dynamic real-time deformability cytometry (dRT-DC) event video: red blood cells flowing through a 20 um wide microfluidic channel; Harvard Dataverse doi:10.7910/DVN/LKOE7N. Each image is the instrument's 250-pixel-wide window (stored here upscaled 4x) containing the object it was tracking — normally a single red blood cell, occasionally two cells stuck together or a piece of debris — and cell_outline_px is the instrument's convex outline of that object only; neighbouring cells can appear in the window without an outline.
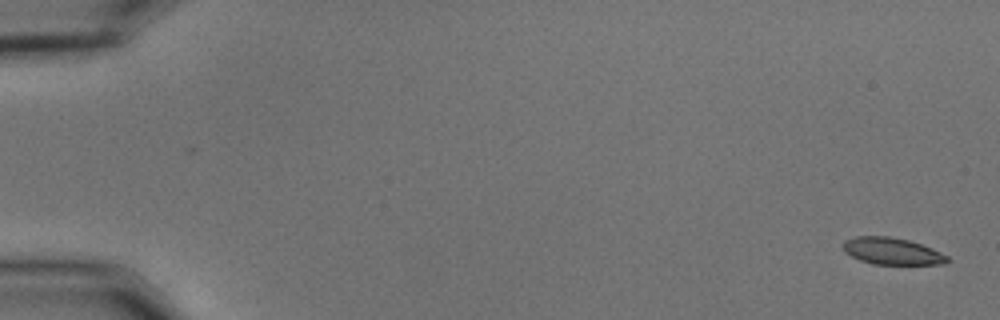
{"species": "common noctule bat (a hibernating species)", "species_latin": "Nyctalus noctula", "temperature_condition": "cold", "stored_images_in_passage": 56, "camera_frame_rate_fps": 3000, "um_per_image_px": 0.085, "animal": {"sex": "male", "body_mass_g": 15.6}, "frame": {"image": 1, "passage_image": 1, "time_ms": 0.0, "image_size_px": [1000, 320], "cell_outline_px": [[952, 260], [944, 264], [872, 264], [860, 260], [844, 252], [844, 240], [856, 236], [888, 236], [908, 240], [932, 248], [948, 256]], "centroid_in_image_um": [75.84, 21.35], "position_along_channel_um": 9.2, "area_um2": 16.3}}
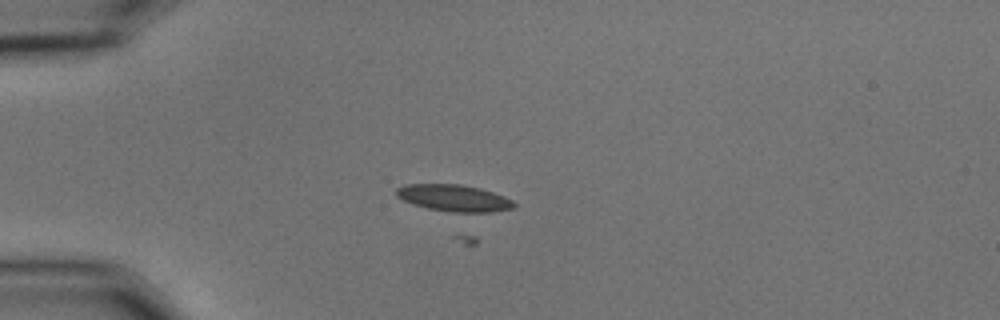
{"frame": {"image": 2, "passage_image": 15, "time_ms": 4.667, "image_size_px": [1000, 320], "cell_outline_px": [[516, 204], [512, 208], [492, 212], [452, 212], [428, 208], [412, 204], [396, 196], [396, 188], [404, 184], [460, 184], [480, 188], [504, 196], [512, 200]], "centroid_in_image_um": [38.56, 16.82], "position_along_channel_um": 46.4, "area_um2": 18.26}}
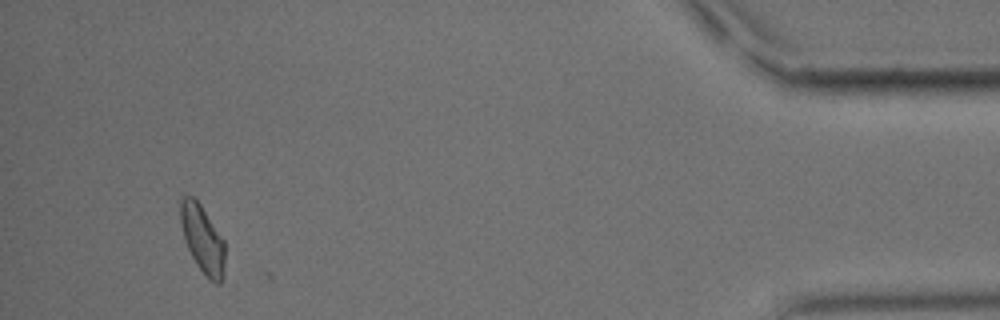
{"frame": {"image": 3, "passage_image": 53, "time_ms": 17.333, "image_size_px": [1000, 320], "cell_outline_px": [[224, 276], [220, 284], [216, 284], [208, 280], [196, 264], [188, 248], [184, 236], [180, 220], [180, 200], [184, 196], [192, 196], [200, 204], [224, 240]], "centroid_in_image_um": [17.23, 20.37], "position_along_channel_um": 418.0, "area_um2": 17.46}}